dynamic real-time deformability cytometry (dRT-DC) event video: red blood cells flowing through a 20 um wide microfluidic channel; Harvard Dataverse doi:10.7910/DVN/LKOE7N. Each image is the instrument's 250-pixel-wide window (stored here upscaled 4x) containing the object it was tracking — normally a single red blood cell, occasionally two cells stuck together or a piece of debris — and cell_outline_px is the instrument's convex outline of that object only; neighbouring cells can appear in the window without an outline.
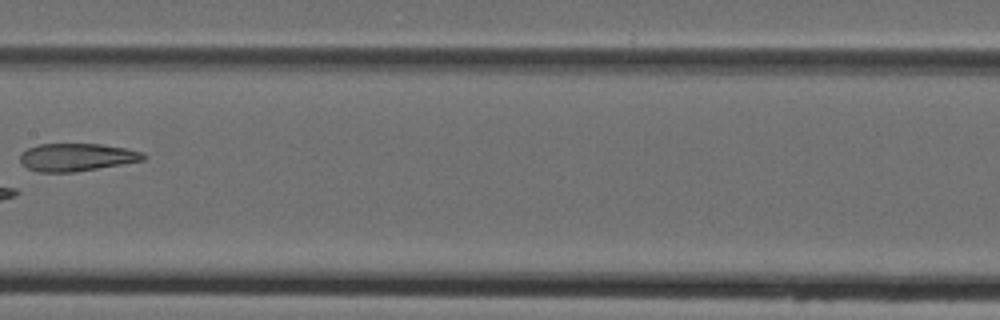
{"species": "Egyptian fruit bat (a non-hibernating species)", "species_latin": "Rousettus aegyptiacus", "temperature_condition": "cold", "stored_images_in_passage": 8, "camera_frame_rate_fps": 3000, "um_per_image_px": 0.085, "animal": {"sex": "female"}, "frame": {"image": 1, "passage_image": 7, "time_ms": 7.0, "image_size_px": [1000, 320], "cell_outline_px": [[148, 156], [144, 160], [72, 172], [40, 172], [28, 168], [20, 164], [20, 152], [28, 148], [40, 144], [100, 144], [124, 148], [144, 152]], "centroid_in_image_um": [6.49, 13.35], "position_along_channel_um": 200.9, "area_um2": 19.83}}
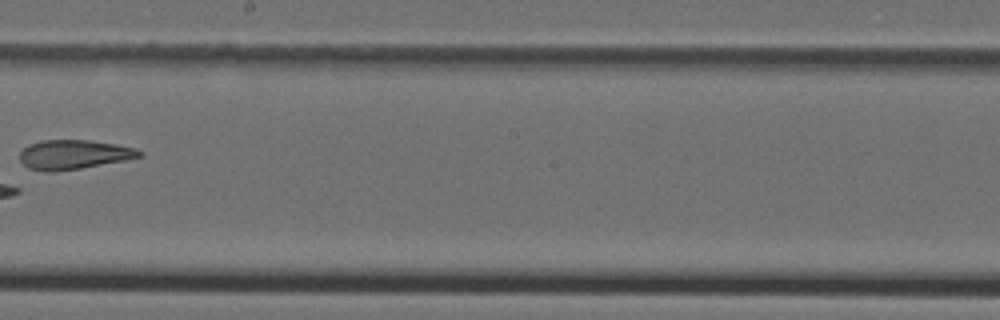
{"frame": {"image": 2, "passage_image": 8, "time_ms": 8.0, "image_size_px": [1000, 320], "cell_outline_px": [[144, 156], [124, 160], [80, 168], [56, 172], [44, 172], [28, 168], [20, 160], [20, 152], [28, 144], [44, 140], [88, 140], [136, 148], [144, 152]], "centroid_in_image_um": [6.25, 13.14], "position_along_channel_um": 241.9, "area_um2": 20.4}}